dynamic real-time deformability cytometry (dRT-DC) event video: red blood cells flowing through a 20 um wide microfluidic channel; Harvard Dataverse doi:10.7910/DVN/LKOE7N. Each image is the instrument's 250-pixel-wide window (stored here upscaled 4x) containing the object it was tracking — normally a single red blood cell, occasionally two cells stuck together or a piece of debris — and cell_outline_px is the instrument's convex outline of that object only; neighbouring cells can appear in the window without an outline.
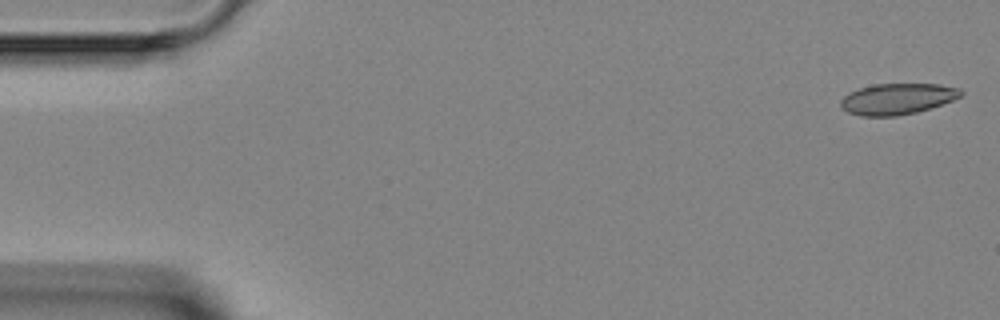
{"species": "Egyptian fruit bat (a non-hibernating species)", "species_latin": "Rousettus aegyptiacus", "temperature_condition": "room temperature", "stored_images_in_passage": 8, "camera_frame_rate_fps": 3000, "um_per_image_px": 0.085, "animal": {"sex": "female"}, "frame": {"image": 1, "passage_image": 1, "time_ms": 0.0, "image_size_px": [1000, 320], "cell_outline_px": [[964, 92], [960, 96], [952, 100], [916, 112], [896, 116], [860, 116], [848, 112], [840, 108], [840, 100], [848, 92], [872, 84], [940, 84], [960, 88]], "centroid_in_image_um": [76.23, 8.4], "position_along_channel_um": 8.8, "area_um2": 21.73}}